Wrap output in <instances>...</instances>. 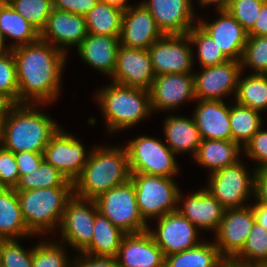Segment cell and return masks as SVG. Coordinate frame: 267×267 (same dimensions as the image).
Listing matches in <instances>:
<instances>
[{
	"mask_svg": "<svg viewBox=\"0 0 267 267\" xmlns=\"http://www.w3.org/2000/svg\"><path fill=\"white\" fill-rule=\"evenodd\" d=\"M11 50L16 64L19 103L35 100V105H42L55 101L66 53L41 38Z\"/></svg>",
	"mask_w": 267,
	"mask_h": 267,
	"instance_id": "obj_1",
	"label": "cell"
},
{
	"mask_svg": "<svg viewBox=\"0 0 267 267\" xmlns=\"http://www.w3.org/2000/svg\"><path fill=\"white\" fill-rule=\"evenodd\" d=\"M124 235L120 228L98 211L95 215L92 241L81 253L116 257Z\"/></svg>",
	"mask_w": 267,
	"mask_h": 267,
	"instance_id": "obj_29",
	"label": "cell"
},
{
	"mask_svg": "<svg viewBox=\"0 0 267 267\" xmlns=\"http://www.w3.org/2000/svg\"><path fill=\"white\" fill-rule=\"evenodd\" d=\"M193 114L202 139L232 141L230 107L223 100H199Z\"/></svg>",
	"mask_w": 267,
	"mask_h": 267,
	"instance_id": "obj_24",
	"label": "cell"
},
{
	"mask_svg": "<svg viewBox=\"0 0 267 267\" xmlns=\"http://www.w3.org/2000/svg\"><path fill=\"white\" fill-rule=\"evenodd\" d=\"M33 249L25 250L16 239H2L1 265L4 267H32Z\"/></svg>",
	"mask_w": 267,
	"mask_h": 267,
	"instance_id": "obj_43",
	"label": "cell"
},
{
	"mask_svg": "<svg viewBox=\"0 0 267 267\" xmlns=\"http://www.w3.org/2000/svg\"><path fill=\"white\" fill-rule=\"evenodd\" d=\"M83 255L72 262L71 267H119L116 257Z\"/></svg>",
	"mask_w": 267,
	"mask_h": 267,
	"instance_id": "obj_48",
	"label": "cell"
},
{
	"mask_svg": "<svg viewBox=\"0 0 267 267\" xmlns=\"http://www.w3.org/2000/svg\"><path fill=\"white\" fill-rule=\"evenodd\" d=\"M0 96L10 105L19 103L17 71L12 50L0 55Z\"/></svg>",
	"mask_w": 267,
	"mask_h": 267,
	"instance_id": "obj_39",
	"label": "cell"
},
{
	"mask_svg": "<svg viewBox=\"0 0 267 267\" xmlns=\"http://www.w3.org/2000/svg\"><path fill=\"white\" fill-rule=\"evenodd\" d=\"M123 11L99 0L85 15L87 33L93 35L120 36Z\"/></svg>",
	"mask_w": 267,
	"mask_h": 267,
	"instance_id": "obj_33",
	"label": "cell"
},
{
	"mask_svg": "<svg viewBox=\"0 0 267 267\" xmlns=\"http://www.w3.org/2000/svg\"><path fill=\"white\" fill-rule=\"evenodd\" d=\"M150 93L151 110L177 108L185 100H196L193 73L160 74L155 77Z\"/></svg>",
	"mask_w": 267,
	"mask_h": 267,
	"instance_id": "obj_17",
	"label": "cell"
},
{
	"mask_svg": "<svg viewBox=\"0 0 267 267\" xmlns=\"http://www.w3.org/2000/svg\"><path fill=\"white\" fill-rule=\"evenodd\" d=\"M99 0H53V9L85 16Z\"/></svg>",
	"mask_w": 267,
	"mask_h": 267,
	"instance_id": "obj_46",
	"label": "cell"
},
{
	"mask_svg": "<svg viewBox=\"0 0 267 267\" xmlns=\"http://www.w3.org/2000/svg\"><path fill=\"white\" fill-rule=\"evenodd\" d=\"M130 180L134 185L139 211L146 222L177 210L180 190L173 178L131 173Z\"/></svg>",
	"mask_w": 267,
	"mask_h": 267,
	"instance_id": "obj_6",
	"label": "cell"
},
{
	"mask_svg": "<svg viewBox=\"0 0 267 267\" xmlns=\"http://www.w3.org/2000/svg\"><path fill=\"white\" fill-rule=\"evenodd\" d=\"M157 220V231L148 228V232L164 256L183 252L201 243L197 240L199 229L179 211L167 213Z\"/></svg>",
	"mask_w": 267,
	"mask_h": 267,
	"instance_id": "obj_13",
	"label": "cell"
},
{
	"mask_svg": "<svg viewBox=\"0 0 267 267\" xmlns=\"http://www.w3.org/2000/svg\"><path fill=\"white\" fill-rule=\"evenodd\" d=\"M9 3L39 32L46 26L53 10V0H11Z\"/></svg>",
	"mask_w": 267,
	"mask_h": 267,
	"instance_id": "obj_38",
	"label": "cell"
},
{
	"mask_svg": "<svg viewBox=\"0 0 267 267\" xmlns=\"http://www.w3.org/2000/svg\"><path fill=\"white\" fill-rule=\"evenodd\" d=\"M100 1L105 2L111 6L117 7L122 11H125L128 7L131 6L126 3L127 0H100Z\"/></svg>",
	"mask_w": 267,
	"mask_h": 267,
	"instance_id": "obj_54",
	"label": "cell"
},
{
	"mask_svg": "<svg viewBox=\"0 0 267 267\" xmlns=\"http://www.w3.org/2000/svg\"><path fill=\"white\" fill-rule=\"evenodd\" d=\"M14 155L17 161V166H18L20 177L22 175L32 173L35 169L39 167V165L44 160L43 153L22 151V152L14 153Z\"/></svg>",
	"mask_w": 267,
	"mask_h": 267,
	"instance_id": "obj_47",
	"label": "cell"
},
{
	"mask_svg": "<svg viewBox=\"0 0 267 267\" xmlns=\"http://www.w3.org/2000/svg\"><path fill=\"white\" fill-rule=\"evenodd\" d=\"M235 103L260 113L267 109V74L251 73L238 78Z\"/></svg>",
	"mask_w": 267,
	"mask_h": 267,
	"instance_id": "obj_32",
	"label": "cell"
},
{
	"mask_svg": "<svg viewBox=\"0 0 267 267\" xmlns=\"http://www.w3.org/2000/svg\"><path fill=\"white\" fill-rule=\"evenodd\" d=\"M119 46V36L87 34L77 49L85 63L112 78Z\"/></svg>",
	"mask_w": 267,
	"mask_h": 267,
	"instance_id": "obj_25",
	"label": "cell"
},
{
	"mask_svg": "<svg viewBox=\"0 0 267 267\" xmlns=\"http://www.w3.org/2000/svg\"><path fill=\"white\" fill-rule=\"evenodd\" d=\"M112 83L97 92L110 132L130 128L152 112L148 89Z\"/></svg>",
	"mask_w": 267,
	"mask_h": 267,
	"instance_id": "obj_4",
	"label": "cell"
},
{
	"mask_svg": "<svg viewBox=\"0 0 267 267\" xmlns=\"http://www.w3.org/2000/svg\"><path fill=\"white\" fill-rule=\"evenodd\" d=\"M31 104L9 105L3 114L0 144L13 153H44L50 139L59 130L49 115Z\"/></svg>",
	"mask_w": 267,
	"mask_h": 267,
	"instance_id": "obj_2",
	"label": "cell"
},
{
	"mask_svg": "<svg viewBox=\"0 0 267 267\" xmlns=\"http://www.w3.org/2000/svg\"><path fill=\"white\" fill-rule=\"evenodd\" d=\"M141 3L164 35L187 34L195 26L192 0H148Z\"/></svg>",
	"mask_w": 267,
	"mask_h": 267,
	"instance_id": "obj_20",
	"label": "cell"
},
{
	"mask_svg": "<svg viewBox=\"0 0 267 267\" xmlns=\"http://www.w3.org/2000/svg\"><path fill=\"white\" fill-rule=\"evenodd\" d=\"M192 48L187 34L163 35L148 48L155 75L192 73Z\"/></svg>",
	"mask_w": 267,
	"mask_h": 267,
	"instance_id": "obj_11",
	"label": "cell"
},
{
	"mask_svg": "<svg viewBox=\"0 0 267 267\" xmlns=\"http://www.w3.org/2000/svg\"><path fill=\"white\" fill-rule=\"evenodd\" d=\"M247 34L248 36H267V0L264 1L253 27Z\"/></svg>",
	"mask_w": 267,
	"mask_h": 267,
	"instance_id": "obj_50",
	"label": "cell"
},
{
	"mask_svg": "<svg viewBox=\"0 0 267 267\" xmlns=\"http://www.w3.org/2000/svg\"><path fill=\"white\" fill-rule=\"evenodd\" d=\"M10 104L0 96V112H5Z\"/></svg>",
	"mask_w": 267,
	"mask_h": 267,
	"instance_id": "obj_56",
	"label": "cell"
},
{
	"mask_svg": "<svg viewBox=\"0 0 267 267\" xmlns=\"http://www.w3.org/2000/svg\"><path fill=\"white\" fill-rule=\"evenodd\" d=\"M43 154L44 159L72 183L79 177L88 158L79 139L61 128L52 136Z\"/></svg>",
	"mask_w": 267,
	"mask_h": 267,
	"instance_id": "obj_14",
	"label": "cell"
},
{
	"mask_svg": "<svg viewBox=\"0 0 267 267\" xmlns=\"http://www.w3.org/2000/svg\"><path fill=\"white\" fill-rule=\"evenodd\" d=\"M9 1H11V0H2V2H9Z\"/></svg>",
	"mask_w": 267,
	"mask_h": 267,
	"instance_id": "obj_60",
	"label": "cell"
},
{
	"mask_svg": "<svg viewBox=\"0 0 267 267\" xmlns=\"http://www.w3.org/2000/svg\"><path fill=\"white\" fill-rule=\"evenodd\" d=\"M116 259L119 267H165V256L147 231L125 234Z\"/></svg>",
	"mask_w": 267,
	"mask_h": 267,
	"instance_id": "obj_19",
	"label": "cell"
},
{
	"mask_svg": "<svg viewBox=\"0 0 267 267\" xmlns=\"http://www.w3.org/2000/svg\"><path fill=\"white\" fill-rule=\"evenodd\" d=\"M64 247L55 242H42L33 247L32 267H71Z\"/></svg>",
	"mask_w": 267,
	"mask_h": 267,
	"instance_id": "obj_41",
	"label": "cell"
},
{
	"mask_svg": "<svg viewBox=\"0 0 267 267\" xmlns=\"http://www.w3.org/2000/svg\"><path fill=\"white\" fill-rule=\"evenodd\" d=\"M61 186H73V183L44 159L32 173L22 175L19 178L14 190L26 191Z\"/></svg>",
	"mask_w": 267,
	"mask_h": 267,
	"instance_id": "obj_35",
	"label": "cell"
},
{
	"mask_svg": "<svg viewBox=\"0 0 267 267\" xmlns=\"http://www.w3.org/2000/svg\"><path fill=\"white\" fill-rule=\"evenodd\" d=\"M230 0H199L202 5H211L212 3L217 6V10H226L229 5Z\"/></svg>",
	"mask_w": 267,
	"mask_h": 267,
	"instance_id": "obj_52",
	"label": "cell"
},
{
	"mask_svg": "<svg viewBox=\"0 0 267 267\" xmlns=\"http://www.w3.org/2000/svg\"><path fill=\"white\" fill-rule=\"evenodd\" d=\"M16 193L26 226L35 235L53 231L56 225L60 226L66 203L73 196V186L40 188Z\"/></svg>",
	"mask_w": 267,
	"mask_h": 267,
	"instance_id": "obj_5",
	"label": "cell"
},
{
	"mask_svg": "<svg viewBox=\"0 0 267 267\" xmlns=\"http://www.w3.org/2000/svg\"><path fill=\"white\" fill-rule=\"evenodd\" d=\"M255 223L251 206L225 209L214 241L225 259H233L244 247Z\"/></svg>",
	"mask_w": 267,
	"mask_h": 267,
	"instance_id": "obj_12",
	"label": "cell"
},
{
	"mask_svg": "<svg viewBox=\"0 0 267 267\" xmlns=\"http://www.w3.org/2000/svg\"><path fill=\"white\" fill-rule=\"evenodd\" d=\"M183 196L179 193L178 202L184 201L179 211L197 228L201 230L217 231L223 219L225 208L210 194L206 189H201L188 198L182 200Z\"/></svg>",
	"mask_w": 267,
	"mask_h": 267,
	"instance_id": "obj_23",
	"label": "cell"
},
{
	"mask_svg": "<svg viewBox=\"0 0 267 267\" xmlns=\"http://www.w3.org/2000/svg\"><path fill=\"white\" fill-rule=\"evenodd\" d=\"M0 32L5 37L16 42L10 46L13 49L37 41L40 32L24 19L9 2H0Z\"/></svg>",
	"mask_w": 267,
	"mask_h": 267,
	"instance_id": "obj_30",
	"label": "cell"
},
{
	"mask_svg": "<svg viewBox=\"0 0 267 267\" xmlns=\"http://www.w3.org/2000/svg\"><path fill=\"white\" fill-rule=\"evenodd\" d=\"M234 260L251 266L267 264V230L264 226L254 223L242 250Z\"/></svg>",
	"mask_w": 267,
	"mask_h": 267,
	"instance_id": "obj_36",
	"label": "cell"
},
{
	"mask_svg": "<svg viewBox=\"0 0 267 267\" xmlns=\"http://www.w3.org/2000/svg\"><path fill=\"white\" fill-rule=\"evenodd\" d=\"M254 213L255 222L264 226L267 230V204L256 202L254 206L251 205Z\"/></svg>",
	"mask_w": 267,
	"mask_h": 267,
	"instance_id": "obj_51",
	"label": "cell"
},
{
	"mask_svg": "<svg viewBox=\"0 0 267 267\" xmlns=\"http://www.w3.org/2000/svg\"><path fill=\"white\" fill-rule=\"evenodd\" d=\"M253 195L257 202L267 204V167L254 170Z\"/></svg>",
	"mask_w": 267,
	"mask_h": 267,
	"instance_id": "obj_49",
	"label": "cell"
},
{
	"mask_svg": "<svg viewBox=\"0 0 267 267\" xmlns=\"http://www.w3.org/2000/svg\"><path fill=\"white\" fill-rule=\"evenodd\" d=\"M112 82L150 89L156 75L148 49L119 46Z\"/></svg>",
	"mask_w": 267,
	"mask_h": 267,
	"instance_id": "obj_16",
	"label": "cell"
},
{
	"mask_svg": "<svg viewBox=\"0 0 267 267\" xmlns=\"http://www.w3.org/2000/svg\"><path fill=\"white\" fill-rule=\"evenodd\" d=\"M1 258H2V239L0 238V265H1Z\"/></svg>",
	"mask_w": 267,
	"mask_h": 267,
	"instance_id": "obj_58",
	"label": "cell"
},
{
	"mask_svg": "<svg viewBox=\"0 0 267 267\" xmlns=\"http://www.w3.org/2000/svg\"><path fill=\"white\" fill-rule=\"evenodd\" d=\"M255 267H267V264L266 265H256Z\"/></svg>",
	"mask_w": 267,
	"mask_h": 267,
	"instance_id": "obj_59",
	"label": "cell"
},
{
	"mask_svg": "<svg viewBox=\"0 0 267 267\" xmlns=\"http://www.w3.org/2000/svg\"><path fill=\"white\" fill-rule=\"evenodd\" d=\"M20 174L15 155L0 145V187L15 188Z\"/></svg>",
	"mask_w": 267,
	"mask_h": 267,
	"instance_id": "obj_44",
	"label": "cell"
},
{
	"mask_svg": "<svg viewBox=\"0 0 267 267\" xmlns=\"http://www.w3.org/2000/svg\"><path fill=\"white\" fill-rule=\"evenodd\" d=\"M259 115L258 112L237 103L230 107L229 119L232 141L240 147L245 146L253 135L262 128V118Z\"/></svg>",
	"mask_w": 267,
	"mask_h": 267,
	"instance_id": "obj_34",
	"label": "cell"
},
{
	"mask_svg": "<svg viewBox=\"0 0 267 267\" xmlns=\"http://www.w3.org/2000/svg\"><path fill=\"white\" fill-rule=\"evenodd\" d=\"M168 147L175 153L190 151L194 157L202 141L194 118L169 116L164 123Z\"/></svg>",
	"mask_w": 267,
	"mask_h": 267,
	"instance_id": "obj_26",
	"label": "cell"
},
{
	"mask_svg": "<svg viewBox=\"0 0 267 267\" xmlns=\"http://www.w3.org/2000/svg\"><path fill=\"white\" fill-rule=\"evenodd\" d=\"M4 113L5 112H0V142H1V132H2V119Z\"/></svg>",
	"mask_w": 267,
	"mask_h": 267,
	"instance_id": "obj_57",
	"label": "cell"
},
{
	"mask_svg": "<svg viewBox=\"0 0 267 267\" xmlns=\"http://www.w3.org/2000/svg\"><path fill=\"white\" fill-rule=\"evenodd\" d=\"M241 147L226 140L202 139L194 159L213 173L239 161Z\"/></svg>",
	"mask_w": 267,
	"mask_h": 267,
	"instance_id": "obj_28",
	"label": "cell"
},
{
	"mask_svg": "<svg viewBox=\"0 0 267 267\" xmlns=\"http://www.w3.org/2000/svg\"><path fill=\"white\" fill-rule=\"evenodd\" d=\"M240 63L241 70L249 66L253 73L267 74V36H248Z\"/></svg>",
	"mask_w": 267,
	"mask_h": 267,
	"instance_id": "obj_40",
	"label": "cell"
},
{
	"mask_svg": "<svg viewBox=\"0 0 267 267\" xmlns=\"http://www.w3.org/2000/svg\"><path fill=\"white\" fill-rule=\"evenodd\" d=\"M194 73L195 97L198 100H223L231 92L236 95L241 70L240 61L229 60L223 64L202 67Z\"/></svg>",
	"mask_w": 267,
	"mask_h": 267,
	"instance_id": "obj_15",
	"label": "cell"
},
{
	"mask_svg": "<svg viewBox=\"0 0 267 267\" xmlns=\"http://www.w3.org/2000/svg\"><path fill=\"white\" fill-rule=\"evenodd\" d=\"M163 35L155 19L142 3L135 8L130 6L123 11L119 36L121 46L148 49Z\"/></svg>",
	"mask_w": 267,
	"mask_h": 267,
	"instance_id": "obj_18",
	"label": "cell"
},
{
	"mask_svg": "<svg viewBox=\"0 0 267 267\" xmlns=\"http://www.w3.org/2000/svg\"><path fill=\"white\" fill-rule=\"evenodd\" d=\"M130 173L173 178L178 171L175 153L161 139L139 136L125 146Z\"/></svg>",
	"mask_w": 267,
	"mask_h": 267,
	"instance_id": "obj_8",
	"label": "cell"
},
{
	"mask_svg": "<svg viewBox=\"0 0 267 267\" xmlns=\"http://www.w3.org/2000/svg\"><path fill=\"white\" fill-rule=\"evenodd\" d=\"M219 14L220 18L211 23H206L202 19L197 23L214 39L229 60L241 61L248 39L247 31L227 10H220Z\"/></svg>",
	"mask_w": 267,
	"mask_h": 267,
	"instance_id": "obj_22",
	"label": "cell"
},
{
	"mask_svg": "<svg viewBox=\"0 0 267 267\" xmlns=\"http://www.w3.org/2000/svg\"><path fill=\"white\" fill-rule=\"evenodd\" d=\"M95 202L98 211L125 234L148 230V223L139 211L136 192L130 179L104 192L95 199Z\"/></svg>",
	"mask_w": 267,
	"mask_h": 267,
	"instance_id": "obj_7",
	"label": "cell"
},
{
	"mask_svg": "<svg viewBox=\"0 0 267 267\" xmlns=\"http://www.w3.org/2000/svg\"><path fill=\"white\" fill-rule=\"evenodd\" d=\"M30 235L33 234L22 216L16 191L0 187V238L10 240Z\"/></svg>",
	"mask_w": 267,
	"mask_h": 267,
	"instance_id": "obj_27",
	"label": "cell"
},
{
	"mask_svg": "<svg viewBox=\"0 0 267 267\" xmlns=\"http://www.w3.org/2000/svg\"><path fill=\"white\" fill-rule=\"evenodd\" d=\"M125 147H97L92 150L79 177L73 182V195L95 200L104 192L130 179Z\"/></svg>",
	"mask_w": 267,
	"mask_h": 267,
	"instance_id": "obj_3",
	"label": "cell"
},
{
	"mask_svg": "<svg viewBox=\"0 0 267 267\" xmlns=\"http://www.w3.org/2000/svg\"><path fill=\"white\" fill-rule=\"evenodd\" d=\"M242 164L239 159L235 164L209 175V187L206 190L225 209L243 207V202L247 200V197L254 194V173H252L253 177L249 176Z\"/></svg>",
	"mask_w": 267,
	"mask_h": 267,
	"instance_id": "obj_9",
	"label": "cell"
},
{
	"mask_svg": "<svg viewBox=\"0 0 267 267\" xmlns=\"http://www.w3.org/2000/svg\"><path fill=\"white\" fill-rule=\"evenodd\" d=\"M219 267H255V266L244 264L234 259H224Z\"/></svg>",
	"mask_w": 267,
	"mask_h": 267,
	"instance_id": "obj_53",
	"label": "cell"
},
{
	"mask_svg": "<svg viewBox=\"0 0 267 267\" xmlns=\"http://www.w3.org/2000/svg\"><path fill=\"white\" fill-rule=\"evenodd\" d=\"M225 258L213 242H202L183 252L165 256V267H219Z\"/></svg>",
	"mask_w": 267,
	"mask_h": 267,
	"instance_id": "obj_31",
	"label": "cell"
},
{
	"mask_svg": "<svg viewBox=\"0 0 267 267\" xmlns=\"http://www.w3.org/2000/svg\"><path fill=\"white\" fill-rule=\"evenodd\" d=\"M97 212L95 200L73 195L66 203L59 226L63 241L81 253L92 241Z\"/></svg>",
	"mask_w": 267,
	"mask_h": 267,
	"instance_id": "obj_10",
	"label": "cell"
},
{
	"mask_svg": "<svg viewBox=\"0 0 267 267\" xmlns=\"http://www.w3.org/2000/svg\"><path fill=\"white\" fill-rule=\"evenodd\" d=\"M265 0H230L227 11L248 32L254 25Z\"/></svg>",
	"mask_w": 267,
	"mask_h": 267,
	"instance_id": "obj_42",
	"label": "cell"
},
{
	"mask_svg": "<svg viewBox=\"0 0 267 267\" xmlns=\"http://www.w3.org/2000/svg\"><path fill=\"white\" fill-rule=\"evenodd\" d=\"M192 45L198 47V60L201 67L215 66L223 64L229 59L223 54L222 50L198 24L191 28L187 33Z\"/></svg>",
	"mask_w": 267,
	"mask_h": 267,
	"instance_id": "obj_37",
	"label": "cell"
},
{
	"mask_svg": "<svg viewBox=\"0 0 267 267\" xmlns=\"http://www.w3.org/2000/svg\"><path fill=\"white\" fill-rule=\"evenodd\" d=\"M260 128L243 147L248 157L259 162L256 169L267 167V131Z\"/></svg>",
	"mask_w": 267,
	"mask_h": 267,
	"instance_id": "obj_45",
	"label": "cell"
},
{
	"mask_svg": "<svg viewBox=\"0 0 267 267\" xmlns=\"http://www.w3.org/2000/svg\"><path fill=\"white\" fill-rule=\"evenodd\" d=\"M4 43H5V39L0 32V55L11 51V49L5 48V46H7V45H5Z\"/></svg>",
	"mask_w": 267,
	"mask_h": 267,
	"instance_id": "obj_55",
	"label": "cell"
},
{
	"mask_svg": "<svg viewBox=\"0 0 267 267\" xmlns=\"http://www.w3.org/2000/svg\"><path fill=\"white\" fill-rule=\"evenodd\" d=\"M87 34L85 16L53 9L40 38L66 53L63 47H78Z\"/></svg>",
	"mask_w": 267,
	"mask_h": 267,
	"instance_id": "obj_21",
	"label": "cell"
}]
</instances>
